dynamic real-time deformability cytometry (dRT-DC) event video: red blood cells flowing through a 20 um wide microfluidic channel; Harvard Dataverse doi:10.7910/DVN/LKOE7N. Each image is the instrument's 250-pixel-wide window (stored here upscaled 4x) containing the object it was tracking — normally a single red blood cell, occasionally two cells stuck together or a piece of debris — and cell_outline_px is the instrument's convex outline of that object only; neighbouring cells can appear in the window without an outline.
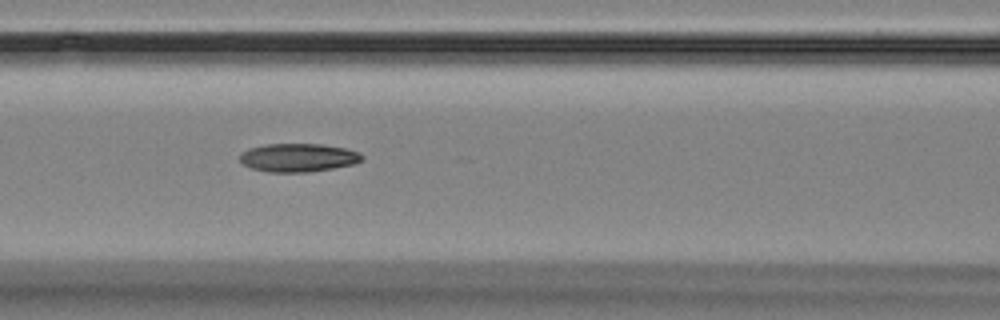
{"species": "Egyptian fruit bat (a non-hibernating species)", "species_latin": "Rousettus aegyptiacus", "temperature_condition": "room temperature", "stored_images_in_passage": 13, "camera_frame_rate_fps": 3000, "um_per_image_px": 0.085, "animal": {"sex": "female"}, "frame": {"image": 1, "passage_image": 6, "time_ms": 5.667, "image_size_px": [1000, 320], "cell_outline_px": [[364, 160], [356, 164], [308, 172], [268, 172], [252, 168], [244, 164], [240, 160], [240, 156], [248, 148], [264, 144], [320, 144], [344, 148], [360, 152], [364, 156]], "centroid_in_image_um": [25.39, 13.4], "position_along_channel_um": 141.2, "area_um2": 20.23}}
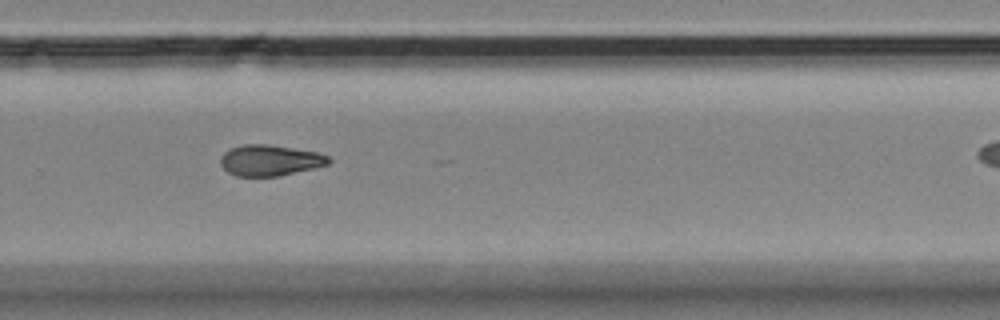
{"frame": {"image": 2, "passage_image": 10, "time_ms": 10.333, "image_size_px": [1000, 320], "cell_outline_px": [[332, 160], [328, 164], [280, 176], [236, 176], [228, 172], [220, 164], [220, 156], [224, 152], [232, 148], [244, 144], [268, 144], [316, 152], [328, 156]], "centroid_in_image_um": [22.92, 13.63], "position_along_channel_um": 306.9, "area_um2": 19.36}}
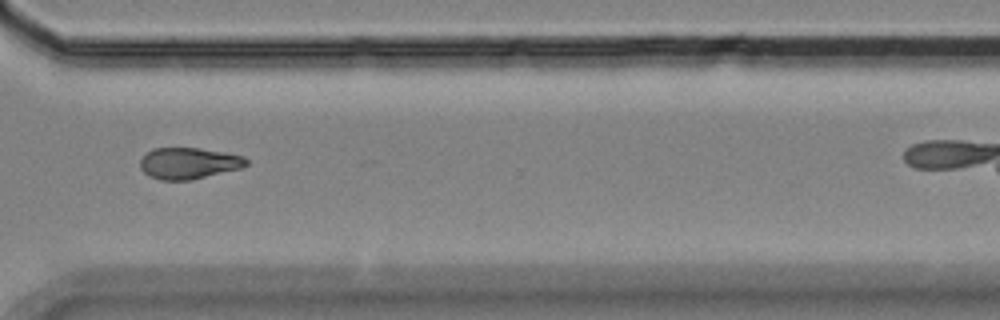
{"frame": {"image": 3, "passage_image": 11, "time_ms": 11.667, "image_size_px": [1000, 320], "cell_outline_px": [[248, 164], [240, 168], [192, 180], [160, 180], [148, 176], [140, 168], [140, 160], [152, 148], [200, 148], [224, 152], [244, 156], [248, 160]], "centroid_in_image_um": [16.03, 13.88], "position_along_channel_um": 354.6, "area_um2": 19.42}}